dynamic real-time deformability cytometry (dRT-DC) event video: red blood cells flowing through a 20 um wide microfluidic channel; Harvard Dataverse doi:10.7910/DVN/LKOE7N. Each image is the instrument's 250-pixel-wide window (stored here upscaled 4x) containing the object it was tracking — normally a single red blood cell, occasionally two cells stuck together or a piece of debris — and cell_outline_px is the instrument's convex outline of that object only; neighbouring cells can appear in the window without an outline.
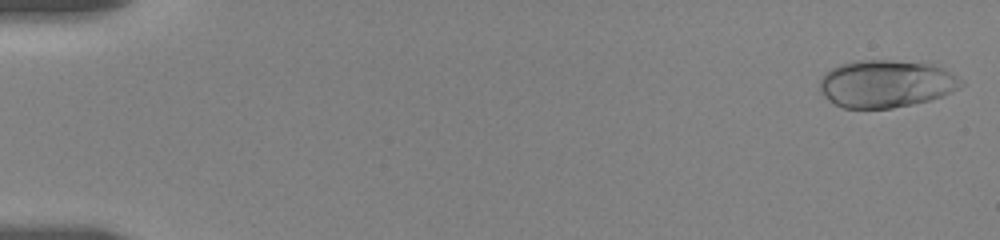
{"species": "human", "species_latin": "Homo sapiens", "temperature_condition": "room temperature", "stored_images_in_passage": 19, "camera_frame_rate_fps": 3000, "um_per_image_px": 0.085, "donor": {"sex": "female"}, "frame": {"image": 1, "passage_image": 1, "time_ms": 0.0, "image_size_px": [1000, 240], "cell_outline_px": [[964, 84], [960, 88], [940, 96], [928, 100], [912, 104], [892, 108], [844, 108], [828, 100], [824, 96], [820, 88], [820, 80], [824, 72], [840, 64], [856, 60], [888, 60], [932, 64], [964, 80]], "centroid_in_image_um": [75.29, 7.11], "position_along_channel_um": 9.7, "area_um2": 38.9}}
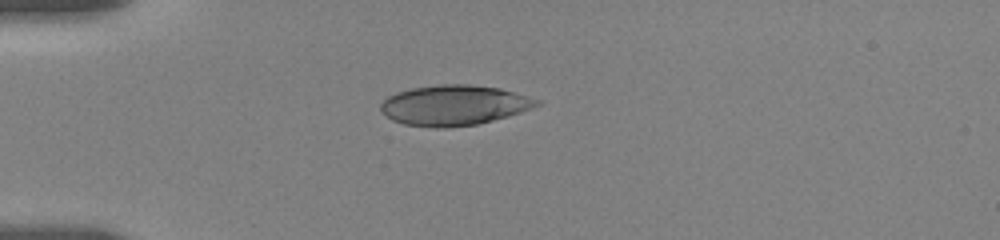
{"frame": {"image": 2, "passage_image": 10, "time_ms": 4.667, "image_size_px": [1000, 240], "cell_outline_px": [[540, 104], [520, 112], [508, 116], [476, 124], [448, 128], [436, 128], [404, 124], [392, 120], [380, 112], [380, 104], [388, 96], [396, 92], [412, 88], [440, 84], [472, 84], [500, 88], [540, 100]], "centroid_in_image_um": [38.55, 8.94], "position_along_channel_um": 46.5, "area_um2": 36.59}}
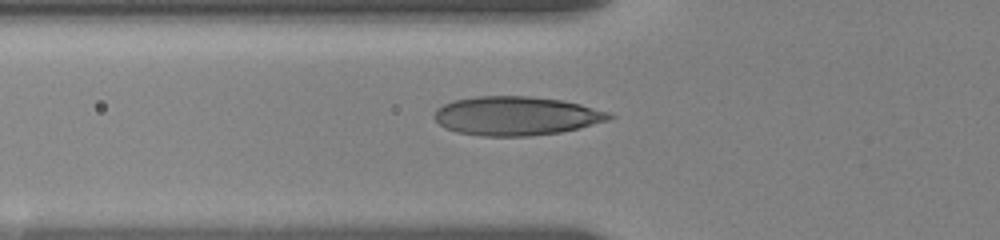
{"frame": {"image": 3, "passage_image": 15, "time_ms": 6.333, "image_size_px": [1000, 240], "cell_outline_px": [[616, 116], [608, 120], [560, 132], [528, 136], [484, 136], [456, 132], [444, 128], [432, 116], [436, 108], [444, 104], [456, 100], [476, 96], [528, 96], [564, 100], [580, 104], [608, 112]], "centroid_in_image_um": [43.84, 9.84], "position_along_channel_um": 82.0, "area_um2": 39.54}}